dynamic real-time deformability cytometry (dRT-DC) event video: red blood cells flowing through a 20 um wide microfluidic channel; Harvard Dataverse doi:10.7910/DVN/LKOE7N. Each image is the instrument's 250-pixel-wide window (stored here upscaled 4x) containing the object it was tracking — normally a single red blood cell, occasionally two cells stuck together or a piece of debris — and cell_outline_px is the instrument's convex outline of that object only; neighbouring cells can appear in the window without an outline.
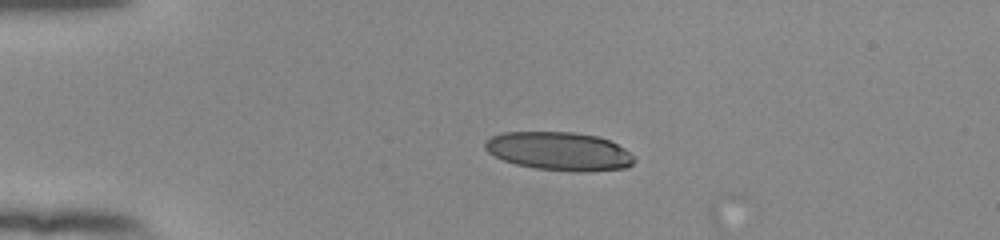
{"species": "human", "species_latin": "Homo sapiens", "temperature_condition": "room temperature", "stored_images_in_passage": 43, "camera_frame_rate_fps": 3000, "um_per_image_px": 0.085, "donor": {"sex": "female"}, "frame": {"image": 1, "passage_image": 1, "time_ms": 0.0, "image_size_px": [1000, 240], "cell_outline_px": [[636, 160], [628, 168], [588, 172], [576, 172], [536, 168], [516, 164], [504, 160], [488, 152], [484, 148], [484, 140], [492, 136], [504, 132], [572, 132], [596, 136], [608, 140], [624, 148]], "centroid_in_image_um": [47.53, 12.86], "position_along_channel_um": 37.5, "area_um2": 33.41}}
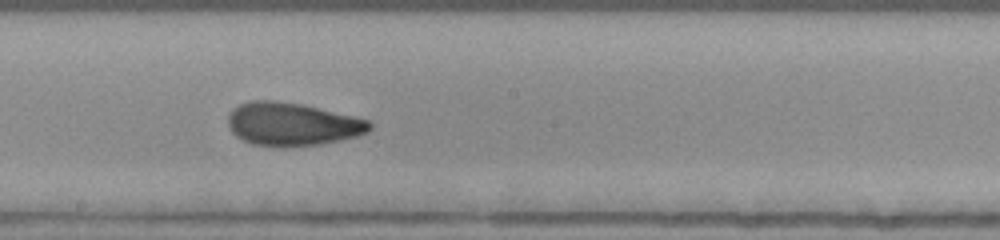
{"frame": {"image": 2, "passage_image": 19, "time_ms": 6.0, "image_size_px": [1000, 240], "cell_outline_px": [[372, 128], [368, 132], [356, 136], [340, 140], [320, 144], [252, 144], [236, 136], [228, 128], [228, 112], [232, 108], [248, 100], [276, 100], [304, 104], [368, 120], [372, 124]], "centroid_in_image_um": [24.81, 10.5], "position_along_channel_um": 223.4, "area_um2": 35.03}}
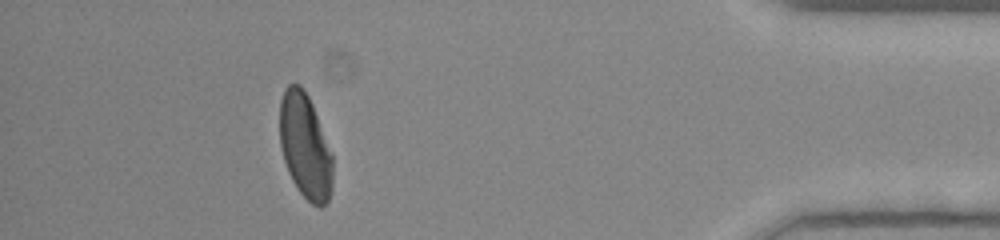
{"frame": {"image": 3, "passage_image": 37, "time_ms": 12.0, "image_size_px": [1000, 240], "cell_outline_px": [[332, 188], [328, 200], [320, 208], [312, 204], [296, 188], [288, 172], [284, 160], [280, 144], [280, 100], [284, 88], [288, 84], [300, 84], [304, 88], [312, 104], [332, 156]], "centroid_in_image_um": [25.92, 12.42], "position_along_channel_um": 409.3, "area_um2": 32.25}, "authors_computed_cell_mechanics": {"area_um2": 34.5066, "velocity_mm_per_s": 3.8811, "shape_relaxation_time_tau1_ms": 9.3563, "shape_relaxation_time_tau2_ms": 1.3118, "deformation_change_tau1": 0.2533, "deformation_change_tau2": 0.0784}}